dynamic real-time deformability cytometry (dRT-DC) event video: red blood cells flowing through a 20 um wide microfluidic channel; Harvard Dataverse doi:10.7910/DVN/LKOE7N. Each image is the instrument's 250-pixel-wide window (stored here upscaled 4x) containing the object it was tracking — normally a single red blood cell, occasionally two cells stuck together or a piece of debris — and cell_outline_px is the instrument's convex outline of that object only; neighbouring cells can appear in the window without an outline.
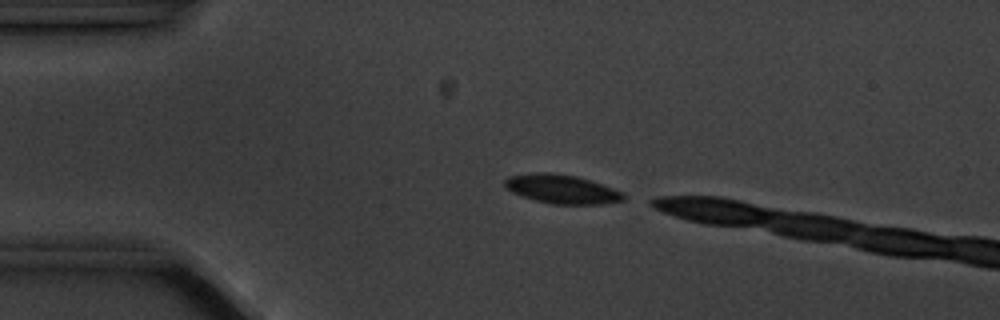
{"species": "common noctule bat (a hibernating species)", "species_latin": "Nyctalus noctula", "temperature_condition": "cold", "stored_images_in_passage": 2, "camera_frame_rate_fps": 3000, "um_per_image_px": 0.085, "animal": {"sex": "male", "body_mass_g": 20.1, "forearm_length_mm": 53.5}, "frame": {"image": 1, "passage_image": 1, "time_ms": 0.0, "image_size_px": [1000, 320], "cell_outline_px": [[624, 200], [604, 204], [552, 204], [536, 200], [512, 192], [504, 184], [504, 180], [508, 176], [536, 172], [552, 172], [576, 176], [624, 192]], "centroid_in_image_um": [47.75, 16.07], "position_along_channel_um": 37.2, "area_um2": 19.83}}